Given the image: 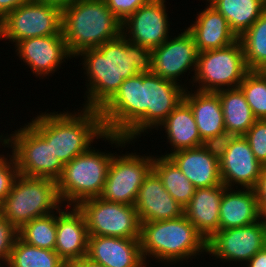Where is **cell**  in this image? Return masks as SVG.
Here are the masks:
<instances>
[{"instance_id":"8992f818","label":"cell","mask_w":266,"mask_h":267,"mask_svg":"<svg viewBox=\"0 0 266 267\" xmlns=\"http://www.w3.org/2000/svg\"><path fill=\"white\" fill-rule=\"evenodd\" d=\"M61 204L56 181L18 174L1 203V215L17 230L32 219L54 213Z\"/></svg>"},{"instance_id":"e575fe53","label":"cell","mask_w":266,"mask_h":267,"mask_svg":"<svg viewBox=\"0 0 266 267\" xmlns=\"http://www.w3.org/2000/svg\"><path fill=\"white\" fill-rule=\"evenodd\" d=\"M9 157L8 160L4 154L0 155V203L10 193L14 180L19 174L13 154Z\"/></svg>"},{"instance_id":"1f68e13d","label":"cell","mask_w":266,"mask_h":267,"mask_svg":"<svg viewBox=\"0 0 266 267\" xmlns=\"http://www.w3.org/2000/svg\"><path fill=\"white\" fill-rule=\"evenodd\" d=\"M56 213L32 219L18 230V237L29 245L55 250Z\"/></svg>"},{"instance_id":"d590c367","label":"cell","mask_w":266,"mask_h":267,"mask_svg":"<svg viewBox=\"0 0 266 267\" xmlns=\"http://www.w3.org/2000/svg\"><path fill=\"white\" fill-rule=\"evenodd\" d=\"M237 135L228 131L216 134L203 140L202 147L218 161L225 155L226 150L235 140Z\"/></svg>"},{"instance_id":"ffe728a7","label":"cell","mask_w":266,"mask_h":267,"mask_svg":"<svg viewBox=\"0 0 266 267\" xmlns=\"http://www.w3.org/2000/svg\"><path fill=\"white\" fill-rule=\"evenodd\" d=\"M134 206L141 223L176 219L184 215V208L168 193L153 170L139 188Z\"/></svg>"},{"instance_id":"277c9868","label":"cell","mask_w":266,"mask_h":267,"mask_svg":"<svg viewBox=\"0 0 266 267\" xmlns=\"http://www.w3.org/2000/svg\"><path fill=\"white\" fill-rule=\"evenodd\" d=\"M61 32L73 58L119 37L122 22L104 0H75L62 10Z\"/></svg>"},{"instance_id":"ee69618b","label":"cell","mask_w":266,"mask_h":267,"mask_svg":"<svg viewBox=\"0 0 266 267\" xmlns=\"http://www.w3.org/2000/svg\"><path fill=\"white\" fill-rule=\"evenodd\" d=\"M260 220L262 221L263 226L266 228V210L261 213Z\"/></svg>"},{"instance_id":"bcb514c9","label":"cell","mask_w":266,"mask_h":267,"mask_svg":"<svg viewBox=\"0 0 266 267\" xmlns=\"http://www.w3.org/2000/svg\"><path fill=\"white\" fill-rule=\"evenodd\" d=\"M2 264H3V265H2ZM2 264L0 263V267H4V266H5V267H10L7 263H2Z\"/></svg>"},{"instance_id":"ab89813d","label":"cell","mask_w":266,"mask_h":267,"mask_svg":"<svg viewBox=\"0 0 266 267\" xmlns=\"http://www.w3.org/2000/svg\"><path fill=\"white\" fill-rule=\"evenodd\" d=\"M30 0H0V21L10 12Z\"/></svg>"},{"instance_id":"8d00e7d4","label":"cell","mask_w":266,"mask_h":267,"mask_svg":"<svg viewBox=\"0 0 266 267\" xmlns=\"http://www.w3.org/2000/svg\"><path fill=\"white\" fill-rule=\"evenodd\" d=\"M17 237L18 230L0 214V263H7L9 260Z\"/></svg>"},{"instance_id":"3957f363","label":"cell","mask_w":266,"mask_h":267,"mask_svg":"<svg viewBox=\"0 0 266 267\" xmlns=\"http://www.w3.org/2000/svg\"><path fill=\"white\" fill-rule=\"evenodd\" d=\"M81 112L39 113L28 124L47 142L54 155L65 165L86 152L94 139L103 138L116 146L125 147L130 141L122 135L105 132L100 112L82 108Z\"/></svg>"},{"instance_id":"4fadbf2b","label":"cell","mask_w":266,"mask_h":267,"mask_svg":"<svg viewBox=\"0 0 266 267\" xmlns=\"http://www.w3.org/2000/svg\"><path fill=\"white\" fill-rule=\"evenodd\" d=\"M266 246V228L262 221L217 231L207 241V254L226 262H248Z\"/></svg>"},{"instance_id":"7bdbcfd3","label":"cell","mask_w":266,"mask_h":267,"mask_svg":"<svg viewBox=\"0 0 266 267\" xmlns=\"http://www.w3.org/2000/svg\"><path fill=\"white\" fill-rule=\"evenodd\" d=\"M75 267H105L102 264L93 262L88 257H83L79 260L73 261Z\"/></svg>"},{"instance_id":"2e32d148","label":"cell","mask_w":266,"mask_h":267,"mask_svg":"<svg viewBox=\"0 0 266 267\" xmlns=\"http://www.w3.org/2000/svg\"><path fill=\"white\" fill-rule=\"evenodd\" d=\"M15 48L20 60L39 78L53 74L65 62L64 59L72 57L63 35L28 38L17 42Z\"/></svg>"},{"instance_id":"836d02e7","label":"cell","mask_w":266,"mask_h":267,"mask_svg":"<svg viewBox=\"0 0 266 267\" xmlns=\"http://www.w3.org/2000/svg\"><path fill=\"white\" fill-rule=\"evenodd\" d=\"M243 136L248 141L256 159L266 166V119L256 120Z\"/></svg>"},{"instance_id":"4316f807","label":"cell","mask_w":266,"mask_h":267,"mask_svg":"<svg viewBox=\"0 0 266 267\" xmlns=\"http://www.w3.org/2000/svg\"><path fill=\"white\" fill-rule=\"evenodd\" d=\"M227 20L239 38L266 10V0H207Z\"/></svg>"},{"instance_id":"5bb4252c","label":"cell","mask_w":266,"mask_h":267,"mask_svg":"<svg viewBox=\"0 0 266 267\" xmlns=\"http://www.w3.org/2000/svg\"><path fill=\"white\" fill-rule=\"evenodd\" d=\"M165 2V0H151L139 7L122 22V35L129 42L151 50L160 46L170 37L169 16Z\"/></svg>"},{"instance_id":"9c48e42d","label":"cell","mask_w":266,"mask_h":267,"mask_svg":"<svg viewBox=\"0 0 266 267\" xmlns=\"http://www.w3.org/2000/svg\"><path fill=\"white\" fill-rule=\"evenodd\" d=\"M3 136L0 135V142L4 148H12L19 174L54 181L59 179L64 164L54 155L51 143H47L29 124Z\"/></svg>"},{"instance_id":"7402d4cb","label":"cell","mask_w":266,"mask_h":267,"mask_svg":"<svg viewBox=\"0 0 266 267\" xmlns=\"http://www.w3.org/2000/svg\"><path fill=\"white\" fill-rule=\"evenodd\" d=\"M226 188L224 184L197 188L184 208V215L206 241L219 231V208Z\"/></svg>"},{"instance_id":"52a82bcc","label":"cell","mask_w":266,"mask_h":267,"mask_svg":"<svg viewBox=\"0 0 266 267\" xmlns=\"http://www.w3.org/2000/svg\"><path fill=\"white\" fill-rule=\"evenodd\" d=\"M113 153L89 149L65 164L56 181L61 204L77 206L81 201L99 197L107 178ZM73 204V205H72Z\"/></svg>"},{"instance_id":"484cf974","label":"cell","mask_w":266,"mask_h":267,"mask_svg":"<svg viewBox=\"0 0 266 267\" xmlns=\"http://www.w3.org/2000/svg\"><path fill=\"white\" fill-rule=\"evenodd\" d=\"M163 126V127H162ZM166 130L167 142L173 149L171 153L187 148H195L202 145L198 127L190 106L183 100L160 125Z\"/></svg>"},{"instance_id":"9a60e30c","label":"cell","mask_w":266,"mask_h":267,"mask_svg":"<svg viewBox=\"0 0 266 267\" xmlns=\"http://www.w3.org/2000/svg\"><path fill=\"white\" fill-rule=\"evenodd\" d=\"M198 54L193 35L185 29L152 50V73L179 84L178 78L188 70L195 75Z\"/></svg>"},{"instance_id":"e0dca14e","label":"cell","mask_w":266,"mask_h":267,"mask_svg":"<svg viewBox=\"0 0 266 267\" xmlns=\"http://www.w3.org/2000/svg\"><path fill=\"white\" fill-rule=\"evenodd\" d=\"M222 184L253 188L263 165L256 159L244 136H237L219 161Z\"/></svg>"},{"instance_id":"f546056e","label":"cell","mask_w":266,"mask_h":267,"mask_svg":"<svg viewBox=\"0 0 266 267\" xmlns=\"http://www.w3.org/2000/svg\"><path fill=\"white\" fill-rule=\"evenodd\" d=\"M238 39L248 70H263L266 67V10Z\"/></svg>"},{"instance_id":"f6af8a7d","label":"cell","mask_w":266,"mask_h":267,"mask_svg":"<svg viewBox=\"0 0 266 267\" xmlns=\"http://www.w3.org/2000/svg\"><path fill=\"white\" fill-rule=\"evenodd\" d=\"M61 267H75L73 262H64Z\"/></svg>"},{"instance_id":"74e56055","label":"cell","mask_w":266,"mask_h":267,"mask_svg":"<svg viewBox=\"0 0 266 267\" xmlns=\"http://www.w3.org/2000/svg\"><path fill=\"white\" fill-rule=\"evenodd\" d=\"M109 10L124 22L139 7L148 4L151 0H104Z\"/></svg>"},{"instance_id":"7c38bea8","label":"cell","mask_w":266,"mask_h":267,"mask_svg":"<svg viewBox=\"0 0 266 267\" xmlns=\"http://www.w3.org/2000/svg\"><path fill=\"white\" fill-rule=\"evenodd\" d=\"M126 153L113 155L99 197L108 202L134 205L139 188L153 170L154 156Z\"/></svg>"},{"instance_id":"7dc6e473","label":"cell","mask_w":266,"mask_h":267,"mask_svg":"<svg viewBox=\"0 0 266 267\" xmlns=\"http://www.w3.org/2000/svg\"><path fill=\"white\" fill-rule=\"evenodd\" d=\"M261 71L266 75V67Z\"/></svg>"},{"instance_id":"83f0119b","label":"cell","mask_w":266,"mask_h":267,"mask_svg":"<svg viewBox=\"0 0 266 267\" xmlns=\"http://www.w3.org/2000/svg\"><path fill=\"white\" fill-rule=\"evenodd\" d=\"M224 115L225 130L243 136L257 120L241 89L217 91Z\"/></svg>"},{"instance_id":"d6a6232c","label":"cell","mask_w":266,"mask_h":267,"mask_svg":"<svg viewBox=\"0 0 266 267\" xmlns=\"http://www.w3.org/2000/svg\"><path fill=\"white\" fill-rule=\"evenodd\" d=\"M239 88L244 93L257 120L266 119V75L261 70H249Z\"/></svg>"},{"instance_id":"d6986e66","label":"cell","mask_w":266,"mask_h":267,"mask_svg":"<svg viewBox=\"0 0 266 267\" xmlns=\"http://www.w3.org/2000/svg\"><path fill=\"white\" fill-rule=\"evenodd\" d=\"M86 257L105 267H147L139 239L89 235Z\"/></svg>"},{"instance_id":"b9f144b4","label":"cell","mask_w":266,"mask_h":267,"mask_svg":"<svg viewBox=\"0 0 266 267\" xmlns=\"http://www.w3.org/2000/svg\"><path fill=\"white\" fill-rule=\"evenodd\" d=\"M34 1H38L44 4L54 5L63 10L71 3H73L75 0H34Z\"/></svg>"},{"instance_id":"ba28073f","label":"cell","mask_w":266,"mask_h":267,"mask_svg":"<svg viewBox=\"0 0 266 267\" xmlns=\"http://www.w3.org/2000/svg\"><path fill=\"white\" fill-rule=\"evenodd\" d=\"M248 71L243 46L238 39L227 47L200 52L191 83L192 86L198 83L196 90L204 92L238 88Z\"/></svg>"},{"instance_id":"cb8c5ba5","label":"cell","mask_w":266,"mask_h":267,"mask_svg":"<svg viewBox=\"0 0 266 267\" xmlns=\"http://www.w3.org/2000/svg\"><path fill=\"white\" fill-rule=\"evenodd\" d=\"M226 188L220 202L219 230L242 227L260 221L257 199L252 188Z\"/></svg>"},{"instance_id":"f1b7e54d","label":"cell","mask_w":266,"mask_h":267,"mask_svg":"<svg viewBox=\"0 0 266 267\" xmlns=\"http://www.w3.org/2000/svg\"><path fill=\"white\" fill-rule=\"evenodd\" d=\"M155 156L153 171L159 176L168 193L185 208L195 193V186L168 156Z\"/></svg>"},{"instance_id":"8fae6325","label":"cell","mask_w":266,"mask_h":267,"mask_svg":"<svg viewBox=\"0 0 266 267\" xmlns=\"http://www.w3.org/2000/svg\"><path fill=\"white\" fill-rule=\"evenodd\" d=\"M61 23L60 8L30 0L0 21V39L16 44L28 38L62 35Z\"/></svg>"},{"instance_id":"44dd1931","label":"cell","mask_w":266,"mask_h":267,"mask_svg":"<svg viewBox=\"0 0 266 267\" xmlns=\"http://www.w3.org/2000/svg\"><path fill=\"white\" fill-rule=\"evenodd\" d=\"M163 156H168L196 189L222 184L219 161L202 146L181 149Z\"/></svg>"},{"instance_id":"30bf717a","label":"cell","mask_w":266,"mask_h":267,"mask_svg":"<svg viewBox=\"0 0 266 267\" xmlns=\"http://www.w3.org/2000/svg\"><path fill=\"white\" fill-rule=\"evenodd\" d=\"M89 235L140 239L141 222L134 205L89 198L77 205Z\"/></svg>"},{"instance_id":"60d3db41","label":"cell","mask_w":266,"mask_h":267,"mask_svg":"<svg viewBox=\"0 0 266 267\" xmlns=\"http://www.w3.org/2000/svg\"><path fill=\"white\" fill-rule=\"evenodd\" d=\"M246 267H266V246L247 262Z\"/></svg>"},{"instance_id":"5b68a950","label":"cell","mask_w":266,"mask_h":267,"mask_svg":"<svg viewBox=\"0 0 266 267\" xmlns=\"http://www.w3.org/2000/svg\"><path fill=\"white\" fill-rule=\"evenodd\" d=\"M139 240L144 261L148 256L172 265L207 252V241L185 215L141 223Z\"/></svg>"},{"instance_id":"6da1fadb","label":"cell","mask_w":266,"mask_h":267,"mask_svg":"<svg viewBox=\"0 0 266 267\" xmlns=\"http://www.w3.org/2000/svg\"><path fill=\"white\" fill-rule=\"evenodd\" d=\"M184 86L152 72L127 78L99 110L105 132L133 141L147 129L159 128L183 101Z\"/></svg>"},{"instance_id":"603a6c76","label":"cell","mask_w":266,"mask_h":267,"mask_svg":"<svg viewBox=\"0 0 266 267\" xmlns=\"http://www.w3.org/2000/svg\"><path fill=\"white\" fill-rule=\"evenodd\" d=\"M187 30L193 35L199 53L221 49L238 40L226 18L210 4L197 14L196 21Z\"/></svg>"},{"instance_id":"f35d334b","label":"cell","mask_w":266,"mask_h":267,"mask_svg":"<svg viewBox=\"0 0 266 267\" xmlns=\"http://www.w3.org/2000/svg\"><path fill=\"white\" fill-rule=\"evenodd\" d=\"M257 199L260 214L266 210V166H263L255 186L252 188Z\"/></svg>"},{"instance_id":"7a4b0ae2","label":"cell","mask_w":266,"mask_h":267,"mask_svg":"<svg viewBox=\"0 0 266 267\" xmlns=\"http://www.w3.org/2000/svg\"><path fill=\"white\" fill-rule=\"evenodd\" d=\"M88 76L83 108L100 110L127 78L152 72V50L129 42L124 35L79 55ZM88 93V94H87Z\"/></svg>"},{"instance_id":"4dcf8cb0","label":"cell","mask_w":266,"mask_h":267,"mask_svg":"<svg viewBox=\"0 0 266 267\" xmlns=\"http://www.w3.org/2000/svg\"><path fill=\"white\" fill-rule=\"evenodd\" d=\"M63 263L55 250L29 245L19 237L7 261L10 267H61Z\"/></svg>"},{"instance_id":"ac0fdd59","label":"cell","mask_w":266,"mask_h":267,"mask_svg":"<svg viewBox=\"0 0 266 267\" xmlns=\"http://www.w3.org/2000/svg\"><path fill=\"white\" fill-rule=\"evenodd\" d=\"M60 208L56 210L55 251L64 262H73L87 256L88 228L77 206L71 207L72 211L66 204L63 206L66 209Z\"/></svg>"},{"instance_id":"d4e9b609","label":"cell","mask_w":266,"mask_h":267,"mask_svg":"<svg viewBox=\"0 0 266 267\" xmlns=\"http://www.w3.org/2000/svg\"><path fill=\"white\" fill-rule=\"evenodd\" d=\"M183 100L192 109L198 132L202 140L225 130L224 115L217 92L185 89Z\"/></svg>"}]
</instances>
